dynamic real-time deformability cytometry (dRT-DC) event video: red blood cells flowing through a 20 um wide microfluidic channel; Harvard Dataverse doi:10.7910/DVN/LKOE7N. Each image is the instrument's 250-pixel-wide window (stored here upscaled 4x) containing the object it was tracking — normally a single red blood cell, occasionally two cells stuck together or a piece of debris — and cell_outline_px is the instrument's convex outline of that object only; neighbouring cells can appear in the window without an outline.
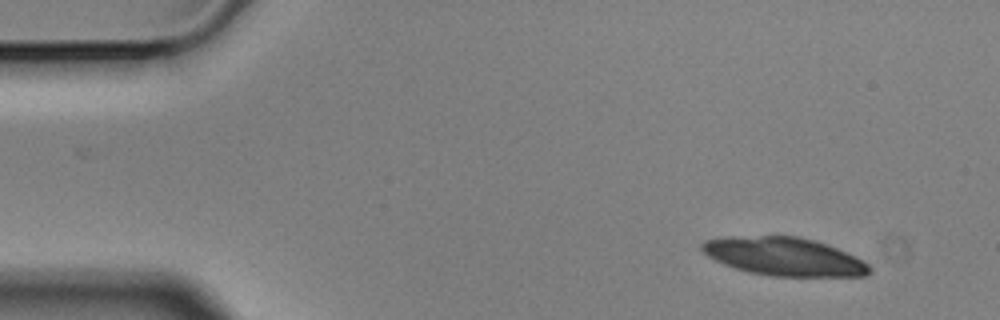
{"species": "Egyptian fruit bat (a non-hibernating species)", "species_latin": "Rousettus aegyptiacus", "temperature_condition": "cold", "stored_images_in_passage": 8, "camera_frame_rate_fps": 3000, "um_per_image_px": 0.085, "animal": {"sex": "male"}, "frame": {"image": 1, "passage_image": 1, "time_ms": 0.0, "image_size_px": [1000, 320], "cell_outline_px": [[872, 272], [868, 276], [772, 276], [748, 272], [724, 264], [708, 256], [700, 248], [700, 244], [704, 240], [728, 236], [800, 236], [816, 240], [828, 244], [848, 252], [864, 260], [872, 268]], "centroid_in_image_um": [66.7, 21.8], "position_along_channel_um": 18.3, "area_um2": 37.74}}